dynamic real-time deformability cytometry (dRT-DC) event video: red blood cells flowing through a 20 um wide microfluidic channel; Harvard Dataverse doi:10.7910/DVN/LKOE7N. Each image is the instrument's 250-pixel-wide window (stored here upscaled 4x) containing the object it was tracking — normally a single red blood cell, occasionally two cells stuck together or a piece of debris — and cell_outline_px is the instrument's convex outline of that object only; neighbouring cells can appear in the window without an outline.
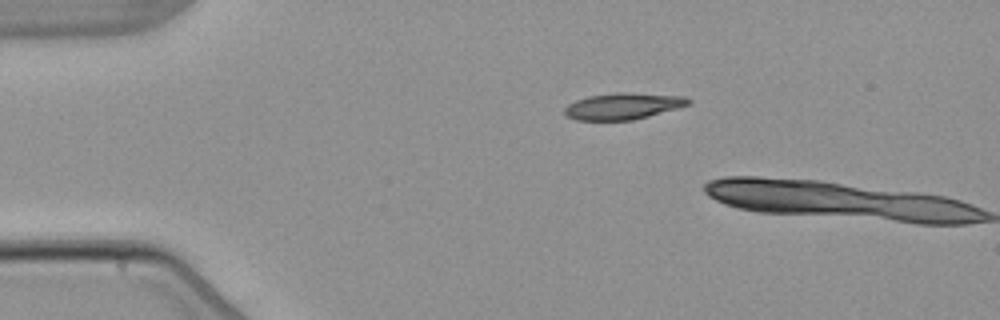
{"species": "common noctule bat (a hibernating species)", "species_latin": "Nyctalus noctula", "temperature_condition": "warm", "stored_images_in_passage": 2, "camera_frame_rate_fps": 3000, "um_per_image_px": 0.085, "animal": {"sex": "male", "body_mass_g": 21.5, "forearm_length_mm": 52.0}, "frame": {"image": 1, "passage_image": 2, "time_ms": 2.0, "image_size_px": [1000, 320], "cell_outline_px": [[692, 100], [688, 104], [676, 108], [648, 116], [632, 120], [576, 120], [568, 116], [564, 112], [564, 108], [568, 104], [576, 100], [588, 96], [616, 92], [628, 92], [688, 96]], "centroid_in_image_um": [52.96, 9.0], "position_along_channel_um": 32.0, "area_um2": 19.07}}